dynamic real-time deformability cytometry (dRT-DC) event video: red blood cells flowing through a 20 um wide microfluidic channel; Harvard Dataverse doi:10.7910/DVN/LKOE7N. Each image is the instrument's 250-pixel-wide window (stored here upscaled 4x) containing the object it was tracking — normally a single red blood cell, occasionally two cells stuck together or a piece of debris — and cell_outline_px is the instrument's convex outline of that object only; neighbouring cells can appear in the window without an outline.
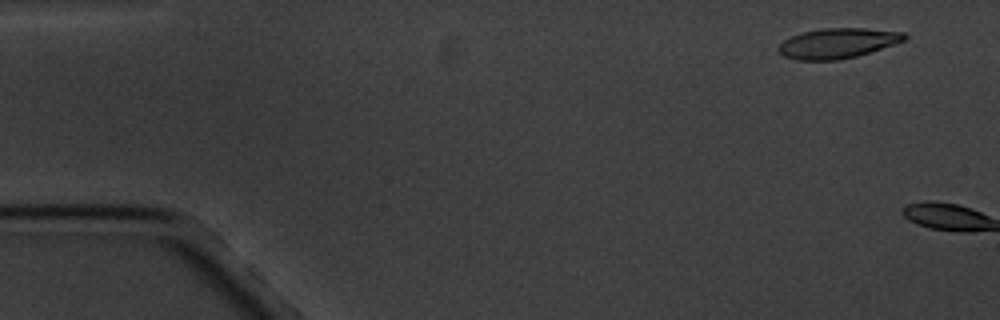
{"species": "common noctule bat (a hibernating species)", "species_latin": "Nyctalus noctula", "temperature_condition": "cold", "stored_images_in_passage": 3, "camera_frame_rate_fps": 3000, "um_per_image_px": 0.085, "animal": {"sex": "male", "body_mass_g": 20.1, "forearm_length_mm": 53.5}, "frame": {"image": 1, "passage_image": 2, "time_ms": 1.0, "image_size_px": [1000, 320], "cell_outline_px": [[908, 36], [904, 40], [856, 56], [836, 60], [796, 60], [784, 56], [776, 48], [784, 40], [800, 32], [824, 28], [864, 28], [904, 32]], "centroid_in_image_um": [71.15, 3.66], "position_along_channel_um": 13.8, "area_um2": 21.85}}